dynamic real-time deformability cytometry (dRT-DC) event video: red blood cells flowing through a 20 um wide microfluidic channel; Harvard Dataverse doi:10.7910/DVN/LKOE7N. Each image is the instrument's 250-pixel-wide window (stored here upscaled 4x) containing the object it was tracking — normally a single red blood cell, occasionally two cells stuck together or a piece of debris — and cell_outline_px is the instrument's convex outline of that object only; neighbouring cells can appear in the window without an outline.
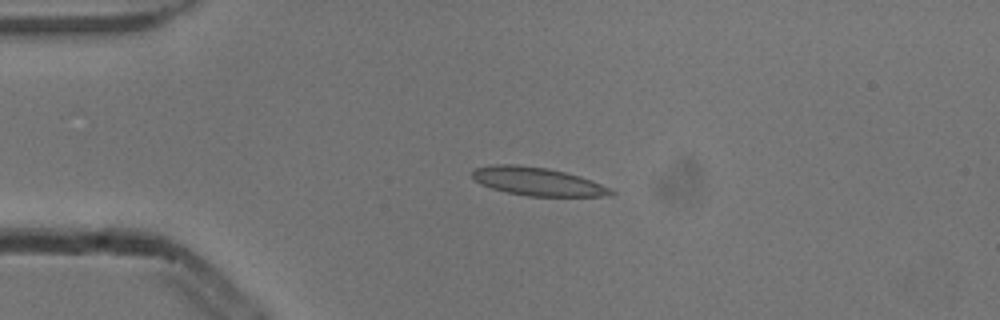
{"species": "common noctule bat (a hibernating species)", "species_latin": "Nyctalus noctula", "temperature_condition": "cold", "stored_images_in_passage": 5, "camera_frame_rate_fps": 3000, "um_per_image_px": 0.085, "animal": {"sex": "male", "body_mass_g": 13.3}, "frame": {"image": 1, "passage_image": 3, "time_ms": 0.667, "image_size_px": [1000, 320], "cell_outline_px": [[616, 192], [612, 196], [528, 196], [508, 192], [492, 188], [480, 184], [472, 176], [472, 172], [476, 168], [492, 164], [516, 164], [548, 168], [580, 176], [592, 180], [612, 188]], "centroid_in_image_um": [45.73, 15.42], "position_along_channel_um": 39.3, "area_um2": 22.89}}
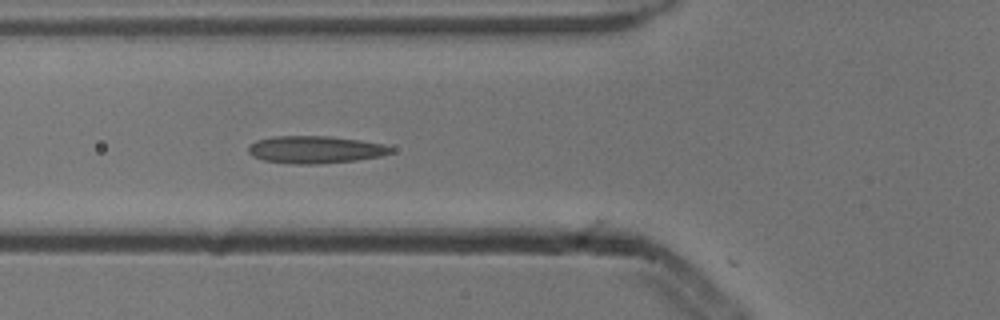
{"frame": {"image": 2, "passage_image": 5, "time_ms": 1.333, "image_size_px": [1000, 320], "cell_outline_px": [[392, 152], [380, 156], [356, 160], [320, 164], [292, 164], [264, 160], [252, 156], [248, 152], [248, 148], [256, 140], [272, 136], [332, 136], [360, 140], [384, 144], [392, 148]], "centroid_in_image_um": [26.78, 12.71], "position_along_channel_um": 99.0, "area_um2": 22.77}}